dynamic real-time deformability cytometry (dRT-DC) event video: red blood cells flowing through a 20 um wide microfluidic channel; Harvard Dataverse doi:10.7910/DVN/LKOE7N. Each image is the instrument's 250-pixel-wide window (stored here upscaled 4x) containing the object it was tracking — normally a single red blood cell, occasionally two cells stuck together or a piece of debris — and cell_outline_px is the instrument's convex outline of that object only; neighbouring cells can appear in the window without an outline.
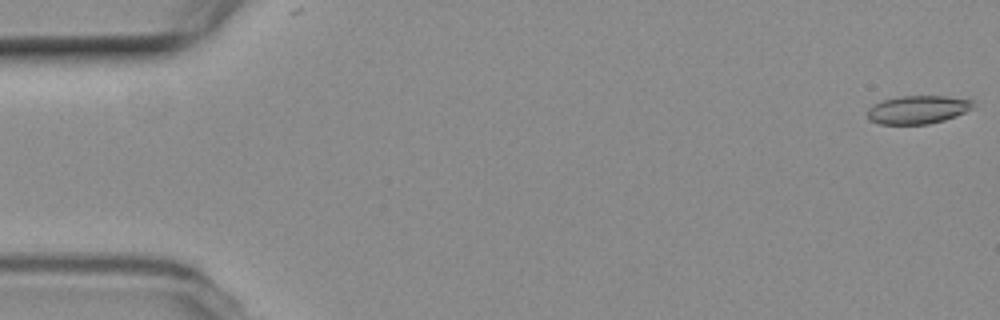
{"species": "common noctule bat (a hibernating species)", "species_latin": "Nyctalus noctula", "temperature_condition": "room temperature", "stored_images_in_passage": 56, "camera_frame_rate_fps": 3000, "um_per_image_px": 0.085, "animal": {"sex": "female", "body_mass_g": 19.3, "forearm_length_mm": 54.1}, "frame": {"image": 1, "passage_image": 1, "time_ms": 0.0, "image_size_px": [1000, 320], "cell_outline_px": [[972, 108], [956, 116], [944, 120], [928, 124], [880, 124], [868, 120], [868, 108], [872, 104], [884, 100], [900, 96], [944, 96], [972, 100]], "centroid_in_image_um": [77.97, 9.32], "position_along_channel_um": 7.0, "area_um2": 17.28}}
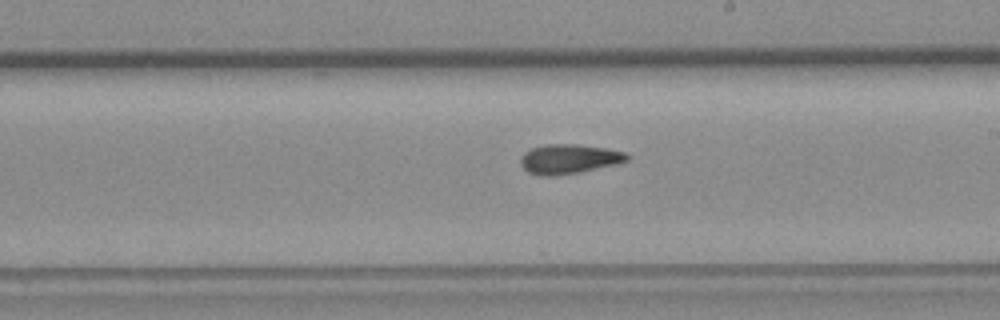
{"frame": {"image": 2, "passage_image": 32, "time_ms": 10.333, "image_size_px": [1000, 320], "cell_outline_px": [[628, 160], [616, 164], [580, 172], [556, 176], [540, 176], [528, 172], [520, 164], [520, 156], [524, 152], [532, 148], [548, 144], [576, 144], [608, 148], [628, 152]], "centroid_in_image_um": [48.36, 13.51], "position_along_channel_um": 240.6, "area_um2": 18.5}}
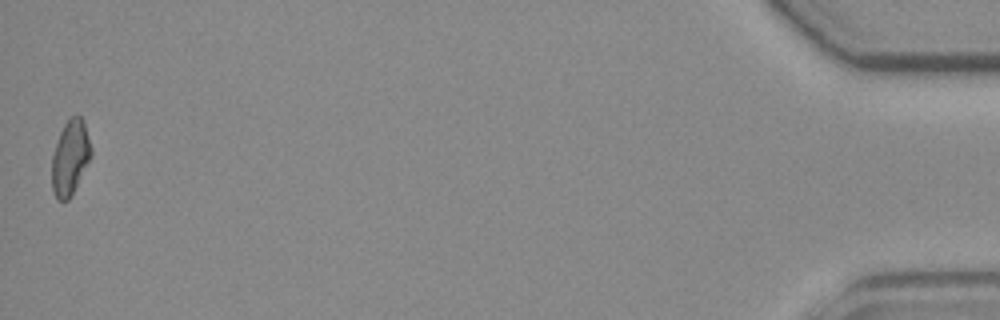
{"frame": {"image": 3, "passage_image": 56, "time_ms": 18.333, "image_size_px": [1000, 320], "cell_outline_px": [[92, 156], [68, 200], [56, 200], [52, 188], [52, 156], [60, 132], [64, 124], [76, 112], [84, 120], [92, 148]], "centroid_in_image_um": [5.98, 13.35], "position_along_channel_um": 429.2, "area_um2": 17.11}, "authors_computed_cell_mechanics": {"area_um2": 17.5134, "velocity_mm_per_s": 3.6505, "shape_relaxation_time_tau1_ms": null, "shape_relaxation_time_tau2_ms": 4.4444, "deformation_change_tau1": null, "deformation_change_tau2": 0.1224}}